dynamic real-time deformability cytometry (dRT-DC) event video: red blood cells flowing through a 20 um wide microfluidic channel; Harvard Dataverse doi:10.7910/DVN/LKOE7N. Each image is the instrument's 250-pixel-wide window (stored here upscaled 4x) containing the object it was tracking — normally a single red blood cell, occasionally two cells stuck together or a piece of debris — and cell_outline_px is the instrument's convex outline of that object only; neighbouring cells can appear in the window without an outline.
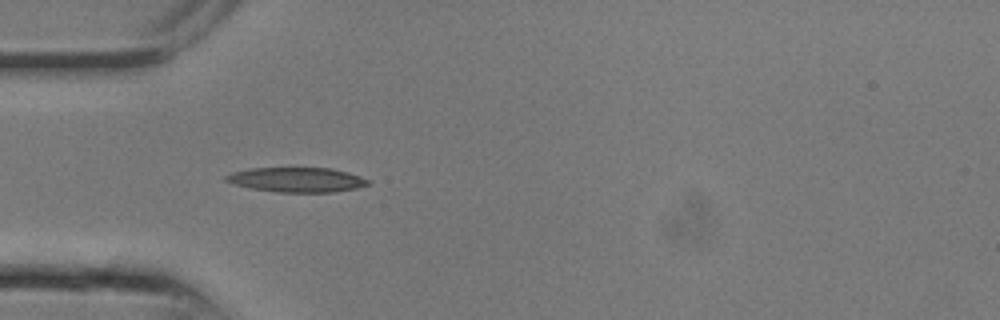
{"species": "common noctule bat (a hibernating species)", "species_latin": "Nyctalus noctula", "temperature_condition": "room temperature", "stored_images_in_passage": 16, "camera_frame_rate_fps": 3000, "um_per_image_px": 0.085, "animal": {"sex": "male", "body_mass_g": 13.3}, "frame": {"image": 1, "passage_image": 6, "time_ms": 1.667, "image_size_px": [1000, 320], "cell_outline_px": [[368, 184], [356, 188], [332, 192], [276, 192], [252, 188], [236, 184], [224, 180], [224, 176], [232, 172], [248, 168], [332, 168], [348, 172], [368, 180]], "centroid_in_image_um": [25.19, 15.27], "position_along_channel_um": 59.8, "area_um2": 20.23}}
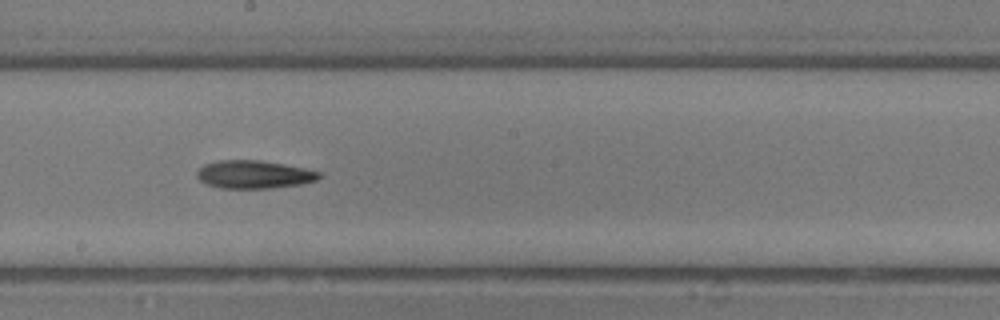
{"frame": {"image": 2, "passage_image": 12, "time_ms": 3.667, "image_size_px": [1000, 320], "cell_outline_px": [[320, 176], [316, 180], [300, 184], [272, 188], [220, 188], [204, 184], [196, 176], [196, 172], [204, 164], [216, 160], [260, 160], [284, 164], [304, 168], [320, 172]], "centroid_in_image_um": [21.53, 14.82], "position_along_channel_um": 226.7, "area_um2": 20.0}}
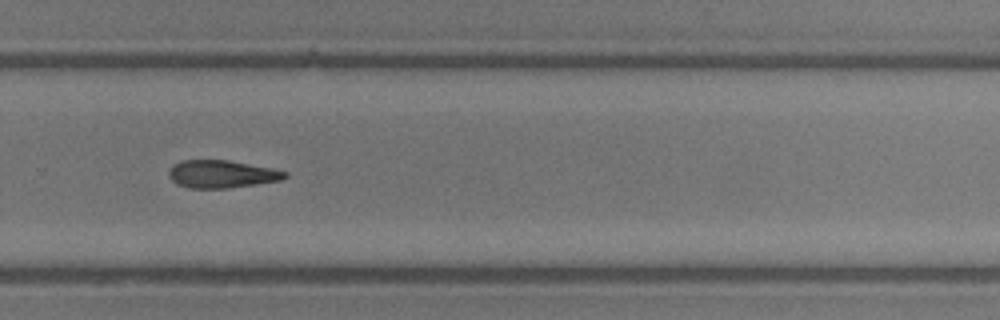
{"frame": {"image": 3, "passage_image": 15, "time_ms": 4.667, "image_size_px": [1000, 320], "cell_outline_px": [[288, 176], [280, 180], [256, 184], [228, 188], [188, 188], [176, 184], [168, 176], [168, 172], [172, 164], [180, 160], [228, 160], [272, 168], [288, 172]], "centroid_in_image_um": [18.81, 14.79], "position_along_channel_um": 311.0, "area_um2": 18.84}}